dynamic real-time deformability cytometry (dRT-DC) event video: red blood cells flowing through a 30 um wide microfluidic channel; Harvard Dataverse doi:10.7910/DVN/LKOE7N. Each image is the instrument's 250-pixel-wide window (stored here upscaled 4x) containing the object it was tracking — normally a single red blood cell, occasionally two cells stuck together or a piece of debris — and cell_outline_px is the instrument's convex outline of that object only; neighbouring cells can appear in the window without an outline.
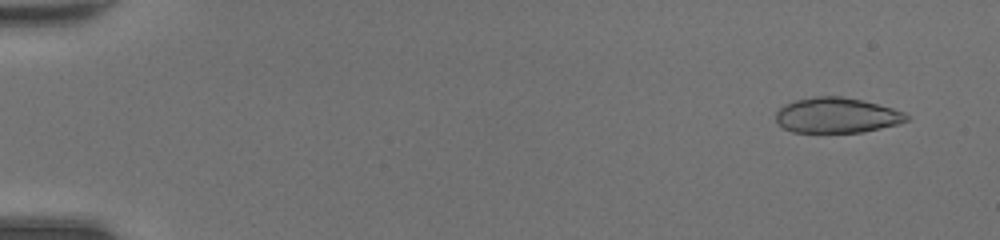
{"species": "common noctule bat (a hibernating species)", "species_latin": "Nyctalus noctula", "temperature_condition": "room temperature", "stored_images_in_passage": 48, "segment_of_instrument_passage": [1, 2], "camera_frame_rate_fps": 3000, "um_per_image_px": 0.085, "animal": {"sex": "female", "body_mass_g": 20.0, "forearm_length_mm": 54.0}, "frame": {"image": 1, "passage_image": 4, "time_ms": 1.0, "image_size_px": [1000, 240], "cell_outline_px": [[908, 120], [896, 124], [864, 132], [792, 132], [784, 128], [776, 120], [776, 112], [784, 104], [796, 100], [812, 96], [840, 96], [860, 100], [892, 108], [904, 112], [908, 116]], "centroid_in_image_um": [71.09, 9.8], "position_along_channel_um": 13.9, "area_um2": 26.65}}
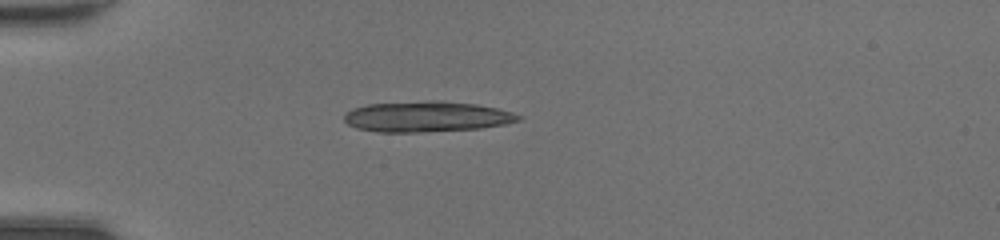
{"frame": {"image": 2, "passage_image": 15, "time_ms": 4.667, "image_size_px": [1000, 240], "cell_outline_px": [[524, 116], [520, 120], [504, 124], [480, 128], [420, 132], [376, 132], [356, 128], [348, 124], [344, 120], [344, 112], [352, 108], [368, 104], [428, 100], [440, 100], [476, 104], [496, 108], [512, 112]], "centroid_in_image_um": [36.24, 9.9], "position_along_channel_um": 48.8, "area_um2": 31.33}}